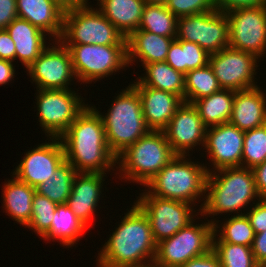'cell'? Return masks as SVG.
<instances>
[{"label": "cell", "instance_id": "16", "mask_svg": "<svg viewBox=\"0 0 266 267\" xmlns=\"http://www.w3.org/2000/svg\"><path fill=\"white\" fill-rule=\"evenodd\" d=\"M244 136L245 131L229 122L207 128L204 152H207L213 166L210 172L242 167Z\"/></svg>", "mask_w": 266, "mask_h": 267}, {"label": "cell", "instance_id": "8", "mask_svg": "<svg viewBox=\"0 0 266 267\" xmlns=\"http://www.w3.org/2000/svg\"><path fill=\"white\" fill-rule=\"evenodd\" d=\"M70 51L76 80L99 81L128 67L127 45L63 44Z\"/></svg>", "mask_w": 266, "mask_h": 267}, {"label": "cell", "instance_id": "19", "mask_svg": "<svg viewBox=\"0 0 266 267\" xmlns=\"http://www.w3.org/2000/svg\"><path fill=\"white\" fill-rule=\"evenodd\" d=\"M106 174L77 172L72 191L67 200L68 207L87 226L97 210ZM103 184V185H102Z\"/></svg>", "mask_w": 266, "mask_h": 267}, {"label": "cell", "instance_id": "40", "mask_svg": "<svg viewBox=\"0 0 266 267\" xmlns=\"http://www.w3.org/2000/svg\"><path fill=\"white\" fill-rule=\"evenodd\" d=\"M244 212L255 234L266 231V199H261Z\"/></svg>", "mask_w": 266, "mask_h": 267}, {"label": "cell", "instance_id": "14", "mask_svg": "<svg viewBox=\"0 0 266 267\" xmlns=\"http://www.w3.org/2000/svg\"><path fill=\"white\" fill-rule=\"evenodd\" d=\"M53 43L27 67L28 76L37 89H71L68 86L76 76L70 51L59 40Z\"/></svg>", "mask_w": 266, "mask_h": 267}, {"label": "cell", "instance_id": "13", "mask_svg": "<svg viewBox=\"0 0 266 267\" xmlns=\"http://www.w3.org/2000/svg\"><path fill=\"white\" fill-rule=\"evenodd\" d=\"M258 60L250 53L226 47L210 54L209 65L222 89L240 91L258 86L255 82Z\"/></svg>", "mask_w": 266, "mask_h": 267}, {"label": "cell", "instance_id": "45", "mask_svg": "<svg viewBox=\"0 0 266 267\" xmlns=\"http://www.w3.org/2000/svg\"><path fill=\"white\" fill-rule=\"evenodd\" d=\"M0 59L11 62L16 60L15 43L6 29L0 30Z\"/></svg>", "mask_w": 266, "mask_h": 267}, {"label": "cell", "instance_id": "43", "mask_svg": "<svg viewBox=\"0 0 266 267\" xmlns=\"http://www.w3.org/2000/svg\"><path fill=\"white\" fill-rule=\"evenodd\" d=\"M179 267H222L219 258L213 249L207 253L190 259Z\"/></svg>", "mask_w": 266, "mask_h": 267}, {"label": "cell", "instance_id": "26", "mask_svg": "<svg viewBox=\"0 0 266 267\" xmlns=\"http://www.w3.org/2000/svg\"><path fill=\"white\" fill-rule=\"evenodd\" d=\"M87 225L81 221L67 204H58L50 229L41 237L45 241L58 240L64 247L77 244Z\"/></svg>", "mask_w": 266, "mask_h": 267}, {"label": "cell", "instance_id": "10", "mask_svg": "<svg viewBox=\"0 0 266 267\" xmlns=\"http://www.w3.org/2000/svg\"><path fill=\"white\" fill-rule=\"evenodd\" d=\"M78 94L73 89H37V117L47 138H60L86 108Z\"/></svg>", "mask_w": 266, "mask_h": 267}, {"label": "cell", "instance_id": "17", "mask_svg": "<svg viewBox=\"0 0 266 267\" xmlns=\"http://www.w3.org/2000/svg\"><path fill=\"white\" fill-rule=\"evenodd\" d=\"M206 130L207 127L202 122L196 107L183 102L163 131L177 155L190 157V151H193L195 146H205Z\"/></svg>", "mask_w": 266, "mask_h": 267}, {"label": "cell", "instance_id": "31", "mask_svg": "<svg viewBox=\"0 0 266 267\" xmlns=\"http://www.w3.org/2000/svg\"><path fill=\"white\" fill-rule=\"evenodd\" d=\"M229 22L226 13L218 10L203 12L202 48L209 54L229 45Z\"/></svg>", "mask_w": 266, "mask_h": 267}, {"label": "cell", "instance_id": "9", "mask_svg": "<svg viewBox=\"0 0 266 267\" xmlns=\"http://www.w3.org/2000/svg\"><path fill=\"white\" fill-rule=\"evenodd\" d=\"M194 220L172 237L157 243L154 267H179L212 249L213 224Z\"/></svg>", "mask_w": 266, "mask_h": 267}, {"label": "cell", "instance_id": "18", "mask_svg": "<svg viewBox=\"0 0 266 267\" xmlns=\"http://www.w3.org/2000/svg\"><path fill=\"white\" fill-rule=\"evenodd\" d=\"M131 85L138 91L147 127L163 131L184 100L174 93L144 86L139 80Z\"/></svg>", "mask_w": 266, "mask_h": 267}, {"label": "cell", "instance_id": "37", "mask_svg": "<svg viewBox=\"0 0 266 267\" xmlns=\"http://www.w3.org/2000/svg\"><path fill=\"white\" fill-rule=\"evenodd\" d=\"M56 208V203L36 192L33 197L31 220L26 228L32 229L42 237L51 227Z\"/></svg>", "mask_w": 266, "mask_h": 267}, {"label": "cell", "instance_id": "49", "mask_svg": "<svg viewBox=\"0 0 266 267\" xmlns=\"http://www.w3.org/2000/svg\"><path fill=\"white\" fill-rule=\"evenodd\" d=\"M145 4L165 5L167 0H144Z\"/></svg>", "mask_w": 266, "mask_h": 267}, {"label": "cell", "instance_id": "39", "mask_svg": "<svg viewBox=\"0 0 266 267\" xmlns=\"http://www.w3.org/2000/svg\"><path fill=\"white\" fill-rule=\"evenodd\" d=\"M165 5L177 18L216 10L213 0H167Z\"/></svg>", "mask_w": 266, "mask_h": 267}, {"label": "cell", "instance_id": "4", "mask_svg": "<svg viewBox=\"0 0 266 267\" xmlns=\"http://www.w3.org/2000/svg\"><path fill=\"white\" fill-rule=\"evenodd\" d=\"M187 156H175L144 186L148 187L146 191L154 196L179 200L194 206L202 201L201 198L204 201L207 176L211 169L209 165L207 167L198 161L195 163Z\"/></svg>", "mask_w": 266, "mask_h": 267}, {"label": "cell", "instance_id": "7", "mask_svg": "<svg viewBox=\"0 0 266 267\" xmlns=\"http://www.w3.org/2000/svg\"><path fill=\"white\" fill-rule=\"evenodd\" d=\"M65 10L62 44L127 45L125 36L101 13L98 7Z\"/></svg>", "mask_w": 266, "mask_h": 267}, {"label": "cell", "instance_id": "11", "mask_svg": "<svg viewBox=\"0 0 266 267\" xmlns=\"http://www.w3.org/2000/svg\"><path fill=\"white\" fill-rule=\"evenodd\" d=\"M144 191L134 203L146 214L156 243L172 237L196 220L194 217L200 213L193 209L194 205L187 202L161 198L151 195L146 189Z\"/></svg>", "mask_w": 266, "mask_h": 267}, {"label": "cell", "instance_id": "38", "mask_svg": "<svg viewBox=\"0 0 266 267\" xmlns=\"http://www.w3.org/2000/svg\"><path fill=\"white\" fill-rule=\"evenodd\" d=\"M203 13L177 18L176 40L197 43L202 48Z\"/></svg>", "mask_w": 266, "mask_h": 267}, {"label": "cell", "instance_id": "34", "mask_svg": "<svg viewBox=\"0 0 266 267\" xmlns=\"http://www.w3.org/2000/svg\"><path fill=\"white\" fill-rule=\"evenodd\" d=\"M177 17L166 5L145 4L138 29L165 37H176Z\"/></svg>", "mask_w": 266, "mask_h": 267}, {"label": "cell", "instance_id": "47", "mask_svg": "<svg viewBox=\"0 0 266 267\" xmlns=\"http://www.w3.org/2000/svg\"><path fill=\"white\" fill-rule=\"evenodd\" d=\"M13 62L0 59V85H6L15 77Z\"/></svg>", "mask_w": 266, "mask_h": 267}, {"label": "cell", "instance_id": "6", "mask_svg": "<svg viewBox=\"0 0 266 267\" xmlns=\"http://www.w3.org/2000/svg\"><path fill=\"white\" fill-rule=\"evenodd\" d=\"M177 154L164 131L150 130L117 157L119 177L145 186Z\"/></svg>", "mask_w": 266, "mask_h": 267}, {"label": "cell", "instance_id": "27", "mask_svg": "<svg viewBox=\"0 0 266 267\" xmlns=\"http://www.w3.org/2000/svg\"><path fill=\"white\" fill-rule=\"evenodd\" d=\"M145 74L137 78L144 86L164 90L184 100L185 75L175 70L166 61L149 63L144 66Z\"/></svg>", "mask_w": 266, "mask_h": 267}, {"label": "cell", "instance_id": "44", "mask_svg": "<svg viewBox=\"0 0 266 267\" xmlns=\"http://www.w3.org/2000/svg\"><path fill=\"white\" fill-rule=\"evenodd\" d=\"M251 249L256 263L266 267V231L255 234Z\"/></svg>", "mask_w": 266, "mask_h": 267}, {"label": "cell", "instance_id": "24", "mask_svg": "<svg viewBox=\"0 0 266 267\" xmlns=\"http://www.w3.org/2000/svg\"><path fill=\"white\" fill-rule=\"evenodd\" d=\"M14 179H8L3 184L2 198L3 207L8 216L13 218V221L19 223L23 227L27 226L31 220L33 197L36 189L25 182L18 180L12 175Z\"/></svg>", "mask_w": 266, "mask_h": 267}, {"label": "cell", "instance_id": "12", "mask_svg": "<svg viewBox=\"0 0 266 267\" xmlns=\"http://www.w3.org/2000/svg\"><path fill=\"white\" fill-rule=\"evenodd\" d=\"M226 15L230 33L228 47L261 60L266 55V7L241 8Z\"/></svg>", "mask_w": 266, "mask_h": 267}, {"label": "cell", "instance_id": "3", "mask_svg": "<svg viewBox=\"0 0 266 267\" xmlns=\"http://www.w3.org/2000/svg\"><path fill=\"white\" fill-rule=\"evenodd\" d=\"M205 192V200L198 209L203 218L233 212L242 215L245 214V206L249 207L253 200V204L261 200L253 170L244 167L223 168L208 173Z\"/></svg>", "mask_w": 266, "mask_h": 267}, {"label": "cell", "instance_id": "28", "mask_svg": "<svg viewBox=\"0 0 266 267\" xmlns=\"http://www.w3.org/2000/svg\"><path fill=\"white\" fill-rule=\"evenodd\" d=\"M234 96V90L221 89L210 96L196 100L193 105L198 110L204 125L209 128L229 122Z\"/></svg>", "mask_w": 266, "mask_h": 267}, {"label": "cell", "instance_id": "32", "mask_svg": "<svg viewBox=\"0 0 266 267\" xmlns=\"http://www.w3.org/2000/svg\"><path fill=\"white\" fill-rule=\"evenodd\" d=\"M77 171L68 161H64L51 176L36 188V192L46 196L54 203L66 204L72 191V184Z\"/></svg>", "mask_w": 266, "mask_h": 267}, {"label": "cell", "instance_id": "42", "mask_svg": "<svg viewBox=\"0 0 266 267\" xmlns=\"http://www.w3.org/2000/svg\"><path fill=\"white\" fill-rule=\"evenodd\" d=\"M16 17V0H0V30L5 29Z\"/></svg>", "mask_w": 266, "mask_h": 267}, {"label": "cell", "instance_id": "36", "mask_svg": "<svg viewBox=\"0 0 266 267\" xmlns=\"http://www.w3.org/2000/svg\"><path fill=\"white\" fill-rule=\"evenodd\" d=\"M266 161V123L245 131L242 167L253 169Z\"/></svg>", "mask_w": 266, "mask_h": 267}, {"label": "cell", "instance_id": "35", "mask_svg": "<svg viewBox=\"0 0 266 267\" xmlns=\"http://www.w3.org/2000/svg\"><path fill=\"white\" fill-rule=\"evenodd\" d=\"M222 267H260L253 256L251 246L227 242H212Z\"/></svg>", "mask_w": 266, "mask_h": 267}, {"label": "cell", "instance_id": "21", "mask_svg": "<svg viewBox=\"0 0 266 267\" xmlns=\"http://www.w3.org/2000/svg\"><path fill=\"white\" fill-rule=\"evenodd\" d=\"M260 89L235 91L230 124L247 131L266 123V93Z\"/></svg>", "mask_w": 266, "mask_h": 267}, {"label": "cell", "instance_id": "41", "mask_svg": "<svg viewBox=\"0 0 266 267\" xmlns=\"http://www.w3.org/2000/svg\"><path fill=\"white\" fill-rule=\"evenodd\" d=\"M216 10L227 13L241 8L266 7V0H213Z\"/></svg>", "mask_w": 266, "mask_h": 267}, {"label": "cell", "instance_id": "1", "mask_svg": "<svg viewBox=\"0 0 266 267\" xmlns=\"http://www.w3.org/2000/svg\"><path fill=\"white\" fill-rule=\"evenodd\" d=\"M60 139L66 161L77 172L106 174L117 167V157L108 147L101 116L93 106L87 104Z\"/></svg>", "mask_w": 266, "mask_h": 267}, {"label": "cell", "instance_id": "20", "mask_svg": "<svg viewBox=\"0 0 266 267\" xmlns=\"http://www.w3.org/2000/svg\"><path fill=\"white\" fill-rule=\"evenodd\" d=\"M17 15L38 27L54 41L63 31L64 9L55 0H16Z\"/></svg>", "mask_w": 266, "mask_h": 267}, {"label": "cell", "instance_id": "48", "mask_svg": "<svg viewBox=\"0 0 266 267\" xmlns=\"http://www.w3.org/2000/svg\"><path fill=\"white\" fill-rule=\"evenodd\" d=\"M63 9H73L79 7H88L90 2L89 0H55Z\"/></svg>", "mask_w": 266, "mask_h": 267}, {"label": "cell", "instance_id": "2", "mask_svg": "<svg viewBox=\"0 0 266 267\" xmlns=\"http://www.w3.org/2000/svg\"><path fill=\"white\" fill-rule=\"evenodd\" d=\"M108 239L98 253L97 267L153 265L157 243L146 214L135 203Z\"/></svg>", "mask_w": 266, "mask_h": 267}, {"label": "cell", "instance_id": "23", "mask_svg": "<svg viewBox=\"0 0 266 267\" xmlns=\"http://www.w3.org/2000/svg\"><path fill=\"white\" fill-rule=\"evenodd\" d=\"M127 62L134 61L143 66L149 63L162 62L167 58L169 47L175 37H165L137 29L127 38ZM139 59V61H138Z\"/></svg>", "mask_w": 266, "mask_h": 267}, {"label": "cell", "instance_id": "15", "mask_svg": "<svg viewBox=\"0 0 266 267\" xmlns=\"http://www.w3.org/2000/svg\"><path fill=\"white\" fill-rule=\"evenodd\" d=\"M48 140L50 142L38 144L37 147L27 151L12 172V175L18 180L35 189L50 179L57 168L66 160L61 139L48 138Z\"/></svg>", "mask_w": 266, "mask_h": 267}, {"label": "cell", "instance_id": "33", "mask_svg": "<svg viewBox=\"0 0 266 267\" xmlns=\"http://www.w3.org/2000/svg\"><path fill=\"white\" fill-rule=\"evenodd\" d=\"M184 81V102L191 104L222 89L209 64L205 67L188 71L185 74Z\"/></svg>", "mask_w": 266, "mask_h": 267}, {"label": "cell", "instance_id": "5", "mask_svg": "<svg viewBox=\"0 0 266 267\" xmlns=\"http://www.w3.org/2000/svg\"><path fill=\"white\" fill-rule=\"evenodd\" d=\"M119 93L105 116L93 107L101 116L108 147L116 157L150 131L138 91L130 84Z\"/></svg>", "mask_w": 266, "mask_h": 267}, {"label": "cell", "instance_id": "46", "mask_svg": "<svg viewBox=\"0 0 266 267\" xmlns=\"http://www.w3.org/2000/svg\"><path fill=\"white\" fill-rule=\"evenodd\" d=\"M252 170L258 194L261 199H266V161L255 166Z\"/></svg>", "mask_w": 266, "mask_h": 267}, {"label": "cell", "instance_id": "25", "mask_svg": "<svg viewBox=\"0 0 266 267\" xmlns=\"http://www.w3.org/2000/svg\"><path fill=\"white\" fill-rule=\"evenodd\" d=\"M101 13L127 38L141 22L144 0H97ZM99 3V4H98Z\"/></svg>", "mask_w": 266, "mask_h": 267}, {"label": "cell", "instance_id": "22", "mask_svg": "<svg viewBox=\"0 0 266 267\" xmlns=\"http://www.w3.org/2000/svg\"><path fill=\"white\" fill-rule=\"evenodd\" d=\"M5 29L15 43L16 59L26 69L48 47L47 34L25 19L16 17Z\"/></svg>", "mask_w": 266, "mask_h": 267}, {"label": "cell", "instance_id": "29", "mask_svg": "<svg viewBox=\"0 0 266 267\" xmlns=\"http://www.w3.org/2000/svg\"><path fill=\"white\" fill-rule=\"evenodd\" d=\"M210 54L197 43L174 39L169 47L166 62L184 75L209 64Z\"/></svg>", "mask_w": 266, "mask_h": 267}, {"label": "cell", "instance_id": "30", "mask_svg": "<svg viewBox=\"0 0 266 267\" xmlns=\"http://www.w3.org/2000/svg\"><path fill=\"white\" fill-rule=\"evenodd\" d=\"M233 215L226 221L220 223L222 226L219 225L220 220L216 221L215 218L210 219L214 228L212 242H227L252 246L255 233L246 214L235 215L234 213ZM217 233L220 234L217 235Z\"/></svg>", "mask_w": 266, "mask_h": 267}]
</instances>
